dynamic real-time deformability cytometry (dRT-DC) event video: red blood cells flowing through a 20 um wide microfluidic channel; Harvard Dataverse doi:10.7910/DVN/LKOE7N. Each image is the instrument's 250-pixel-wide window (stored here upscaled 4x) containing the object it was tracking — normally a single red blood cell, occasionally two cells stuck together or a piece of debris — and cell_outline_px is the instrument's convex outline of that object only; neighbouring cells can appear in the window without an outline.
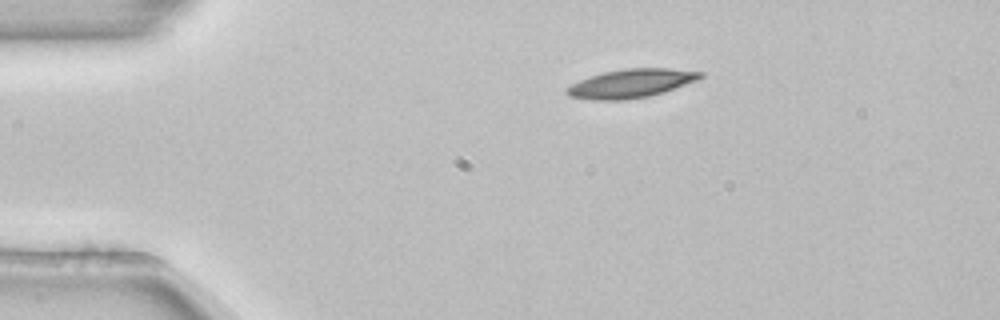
{"species": "common noctule bat (a hibernating species)", "species_latin": "Nyctalus noctula", "temperature_condition": "room temperature", "stored_images_in_passage": 44, "camera_frame_rate_fps": 3000, "um_per_image_px": 0.085, "animal": {"sex": "female", "body_mass_g": 22.7, "forearm_length_mm": 54.2}, "frame": {"image": 1, "passage_image": 1, "time_ms": 0.0, "image_size_px": [1000, 320], "cell_outline_px": [[704, 76], [696, 80], [664, 92], [648, 96], [624, 100], [592, 100], [568, 96], [564, 92], [564, 88], [580, 80], [604, 72], [624, 68], [668, 68], [704, 72]], "centroid_in_image_um": [53.61, 7.09], "position_along_channel_um": 31.4, "area_um2": 22.25}}
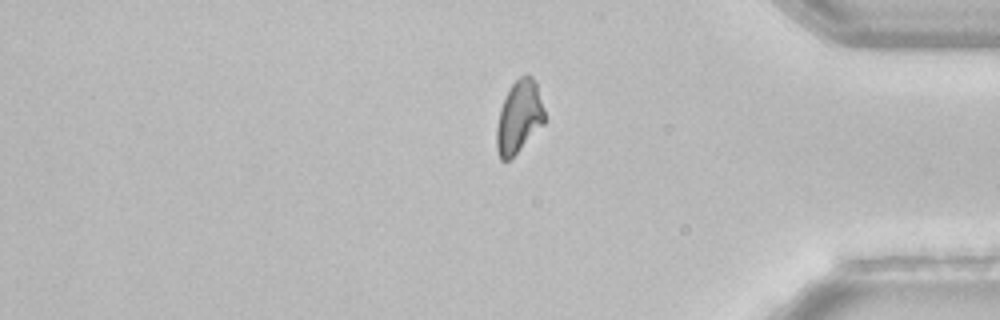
{"frame": {"image": 2, "passage_image": 35, "time_ms": 11.333, "image_size_px": [1000, 320], "cell_outline_px": [[544, 124], [508, 160], [500, 160], [496, 148], [496, 128], [500, 108], [512, 84], [520, 76], [532, 76], [536, 84], [544, 108]], "centroid_in_image_um": [44.1, 9.95], "position_along_channel_um": 391.1, "area_um2": 19.83}}
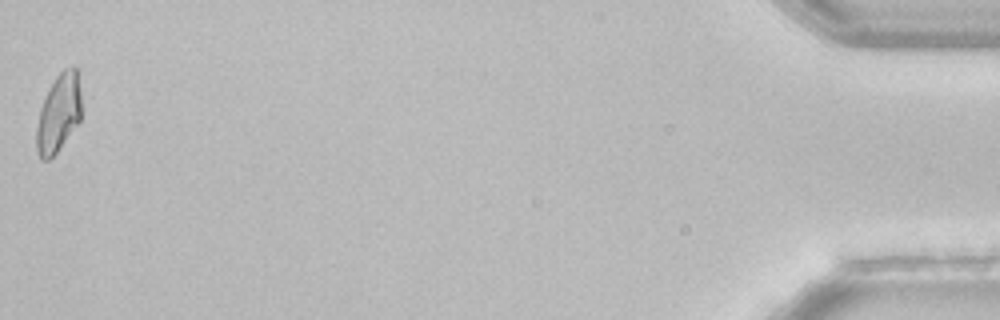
{"frame": {"image": 3, "passage_image": 44, "time_ms": 14.333, "image_size_px": [1000, 320], "cell_outline_px": [[80, 120], [56, 152], [48, 160], [40, 160], [36, 152], [36, 128], [40, 108], [56, 76], [64, 68], [72, 64], [76, 68], [80, 92]], "centroid_in_image_um": [4.96, 9.63], "position_along_channel_um": 430.2, "area_um2": 20.11}, "authors_computed_cell_mechanics": {"area_um2": 21.3571, "velocity_mm_per_s": 3.8531, "shape_relaxation_time_tau1_ms": 3.7918, "shape_relaxation_time_tau2_ms": null, "deformation_change_tau1": 0.1405, "deformation_change_tau2": null}}